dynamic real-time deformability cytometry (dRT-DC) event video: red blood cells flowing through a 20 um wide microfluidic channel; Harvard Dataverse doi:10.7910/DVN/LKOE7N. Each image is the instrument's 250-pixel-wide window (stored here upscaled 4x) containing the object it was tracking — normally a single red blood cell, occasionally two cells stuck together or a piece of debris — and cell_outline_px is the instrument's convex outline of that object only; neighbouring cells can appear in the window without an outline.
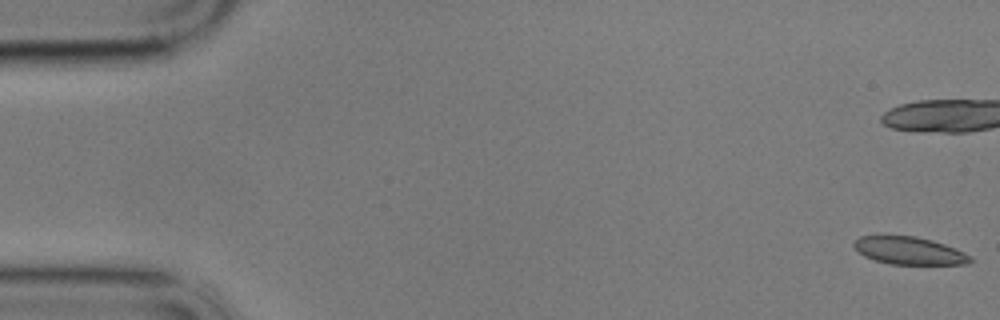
{"species": "common noctule bat (a hibernating species)", "species_latin": "Nyctalus noctula", "temperature_condition": "cold", "stored_images_in_passage": 17, "camera_frame_rate_fps": 3000, "um_per_image_px": 0.085, "animal": {"sex": "male", "body_mass_g": 17.9}, "frame": {"image": 1, "passage_image": 1, "time_ms": 0.0, "image_size_px": [1000, 320], "cell_outline_px": [[972, 260], [968, 264], [888, 264], [864, 256], [852, 244], [860, 236], [916, 236], [932, 240], [944, 244], [964, 252], [972, 256]], "centroid_in_image_um": [77.31, 21.31], "position_along_channel_um": 7.7, "area_um2": 18.55}}